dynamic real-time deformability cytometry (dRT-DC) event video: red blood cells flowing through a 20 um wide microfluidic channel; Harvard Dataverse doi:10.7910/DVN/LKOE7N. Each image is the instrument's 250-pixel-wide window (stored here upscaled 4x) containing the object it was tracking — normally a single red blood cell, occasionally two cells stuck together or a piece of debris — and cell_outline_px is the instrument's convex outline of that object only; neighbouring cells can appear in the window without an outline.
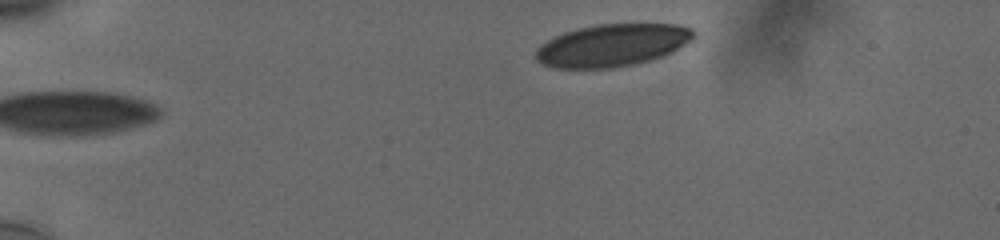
{"species": "human", "species_latin": "Homo sapiens", "temperature_condition": "cold", "stored_images_in_passage": 42, "camera_frame_rate_fps": 3000, "um_per_image_px": 0.085, "donor": {"sex": "male"}, "frame": {"image": 1, "passage_image": 1, "time_ms": 0.0, "image_size_px": [1000, 240], "cell_outline_px": [[696, 36], [692, 40], [672, 52], [664, 56], [652, 60], [636, 64], [612, 68], [556, 68], [544, 64], [536, 60], [536, 48], [540, 44], [564, 32], [596, 24], [672, 24], [692, 28], [696, 32]], "centroid_in_image_um": [52.07, 3.85], "position_along_channel_um": 32.9, "area_um2": 39.13}}
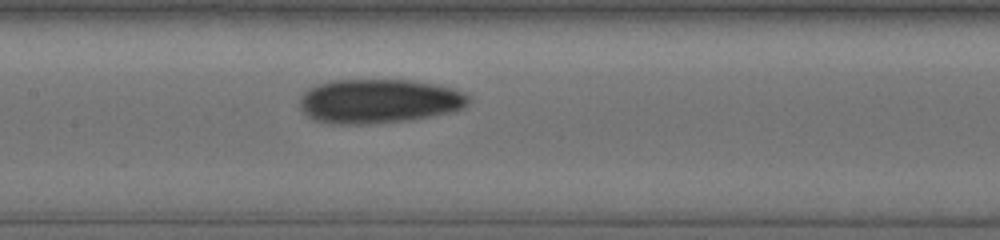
{"frame": {"image": 2, "passage_image": 19, "time_ms": 6.0, "image_size_px": [1000, 240], "cell_outline_px": [[468, 104], [464, 108], [452, 112], [408, 120], [364, 124], [328, 124], [312, 120], [300, 108], [300, 96], [308, 88], [316, 84], [332, 80], [412, 80], [436, 84], [452, 88], [468, 96]], "centroid_in_image_um": [32.15, 8.6], "position_along_channel_um": 175.2, "area_um2": 43.7}}
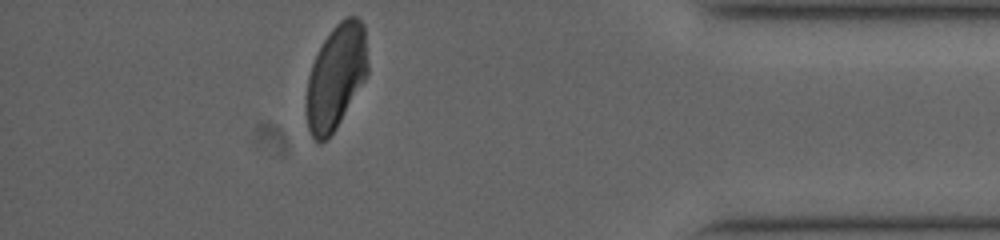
{"frame": {"image": 3, "passage_image": 37, "time_ms": 12.0, "image_size_px": [1000, 240], "cell_outline_px": [[368, 72], [364, 80], [336, 128], [328, 140], [320, 144], [312, 136], [308, 128], [308, 76], [312, 64], [324, 40], [332, 28], [340, 20], [348, 16], [356, 16], [364, 24], [368, 64]], "centroid_in_image_um": [28.58, 6.51], "position_along_channel_um": 406.6, "area_um2": 36.82}, "authors_computed_cell_mechanics": {"area_um2": 41.0091, "velocity_mm_per_s": 3.7941, "shape_relaxation_time_tau1_ms": null, "shape_relaxation_time_tau2_ms": 4.202, "deformation_change_tau1": null, "deformation_change_tau2": 0.099}}